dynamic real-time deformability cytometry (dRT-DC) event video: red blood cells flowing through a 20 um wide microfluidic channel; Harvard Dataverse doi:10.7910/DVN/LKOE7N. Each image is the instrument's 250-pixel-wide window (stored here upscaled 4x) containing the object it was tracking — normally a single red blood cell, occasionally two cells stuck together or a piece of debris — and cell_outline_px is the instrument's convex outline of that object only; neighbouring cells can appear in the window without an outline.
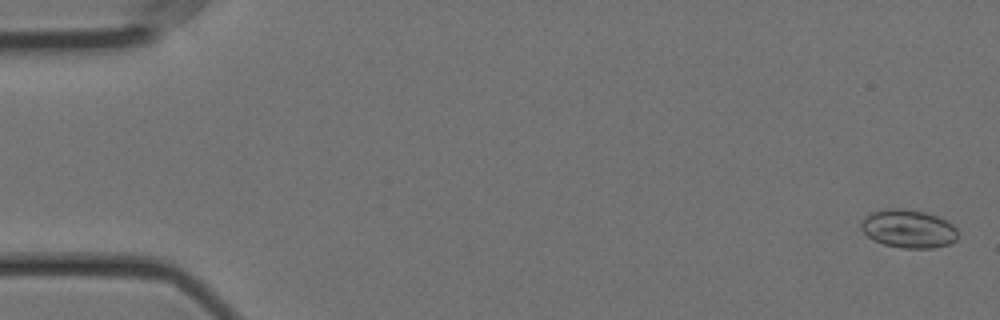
{"species": "Egyptian fruit bat (a non-hibernating species)", "species_latin": "Rousettus aegyptiacus", "temperature_condition": "cold", "stored_images_in_passage": 58, "segment_of_instrument_passage": [1, 2], "camera_frame_rate_fps": 3000, "um_per_image_px": 0.085, "animal": {"sex": "female"}, "frame": {"image": 1, "passage_image": 1, "time_ms": 0.0, "image_size_px": [1000, 320], "cell_outline_px": [[960, 236], [956, 240], [948, 244], [932, 248], [900, 248], [884, 244], [868, 236], [860, 228], [860, 224], [872, 212], [884, 208], [904, 208], [924, 212], [948, 220], [960, 232]], "centroid_in_image_um": [77.27, 19.44], "position_along_channel_um": 7.7, "area_um2": 21.68}}
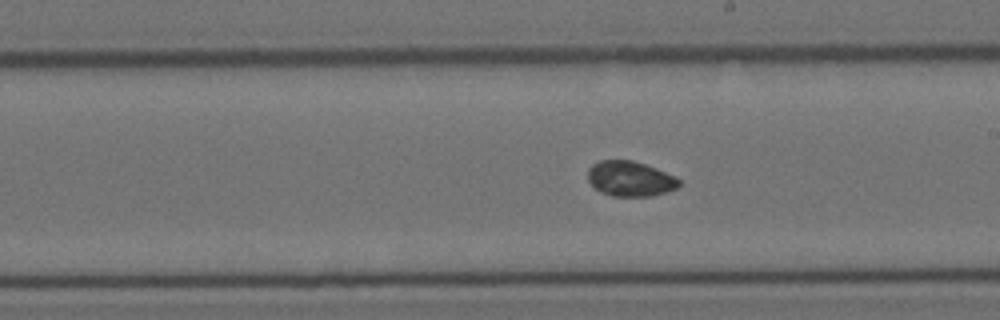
{"frame": {"image": 2, "passage_image": 32, "time_ms": 10.333, "image_size_px": [1000, 320], "cell_outline_px": [[680, 184], [676, 188], [668, 192], [652, 196], [612, 196], [600, 192], [588, 180], [588, 168], [592, 164], [600, 160], [632, 160], [656, 168], [676, 176], [680, 180]], "centroid_in_image_um": [53.57, 15.19], "position_along_channel_um": 235.4, "area_um2": 18.79}}
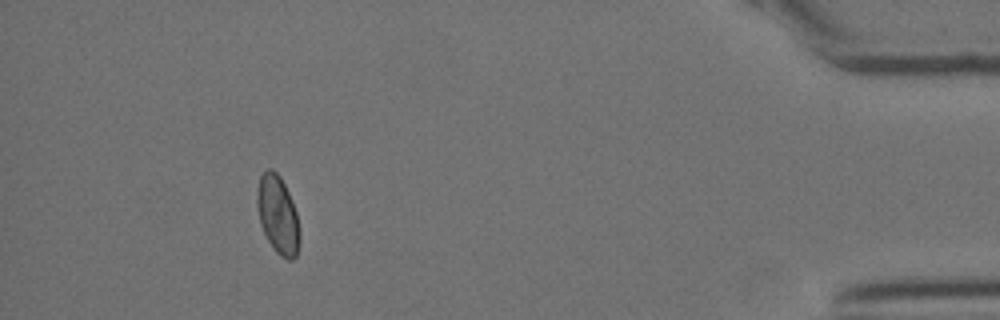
{"frame": {"image": 3, "passage_image": 52, "time_ms": 17.0, "image_size_px": [1000, 320], "cell_outline_px": [[300, 240], [296, 256], [292, 260], [288, 260], [280, 256], [272, 248], [260, 224], [256, 200], [256, 192], [260, 176], [268, 168], [272, 168], [280, 176], [288, 192], [296, 212], [300, 232]], "centroid_in_image_um": [23.61, 18.27], "position_along_channel_um": 411.6, "area_um2": 19.42}}